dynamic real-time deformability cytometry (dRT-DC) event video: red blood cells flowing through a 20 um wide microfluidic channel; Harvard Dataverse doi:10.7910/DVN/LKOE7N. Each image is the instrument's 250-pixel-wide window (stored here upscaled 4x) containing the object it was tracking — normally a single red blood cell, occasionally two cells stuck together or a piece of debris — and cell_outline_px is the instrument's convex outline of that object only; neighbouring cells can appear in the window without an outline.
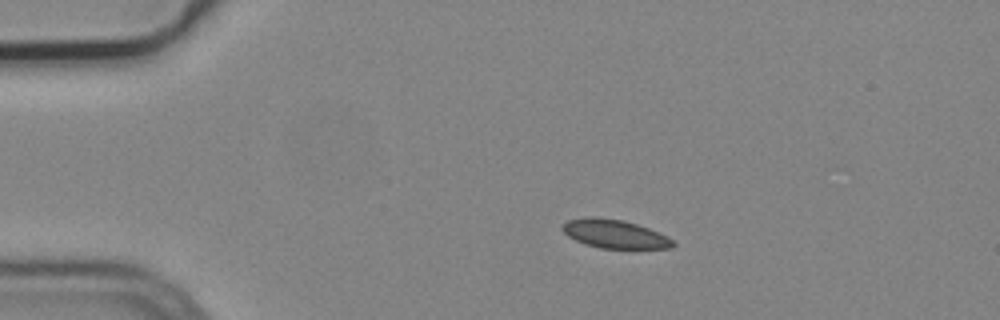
{"species": "common noctule bat (a hibernating species)", "species_latin": "Nyctalus noctula", "temperature_condition": "cold", "stored_images_in_passage": 5, "camera_frame_rate_fps": 3000, "um_per_image_px": 0.085, "animal": {"sex": "male", "body_mass_g": 19.2, "forearm_length_mm": 51.8}, "frame": {"image": 1, "passage_image": 1, "time_ms": 0.0, "image_size_px": [1000, 320], "cell_outline_px": [[676, 244], [672, 248], [600, 248], [584, 244], [568, 236], [560, 228], [568, 220], [592, 216], [624, 220], [648, 228], [668, 236]], "centroid_in_image_um": [52.24, 19.88], "position_along_channel_um": 32.8, "area_um2": 18.32}}
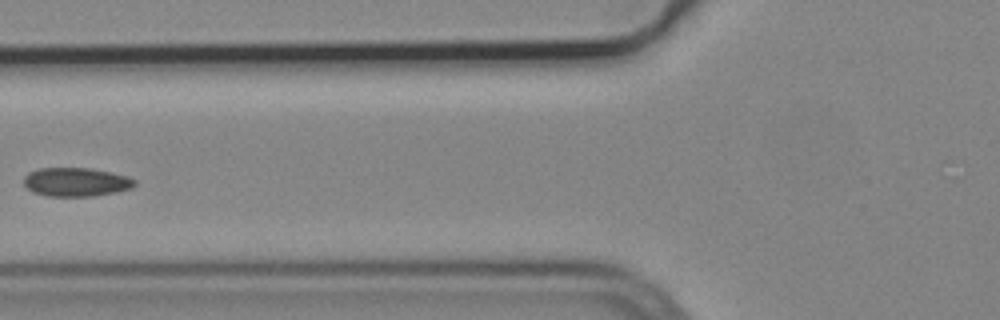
{"frame": {"image": 2, "passage_image": 4, "time_ms": 1.0, "image_size_px": [1000, 320], "cell_outline_px": [[136, 184], [132, 188], [116, 192], [92, 196], [48, 196], [32, 192], [24, 184], [24, 176], [28, 172], [40, 168], [88, 168], [128, 176], [136, 180]], "centroid_in_image_um": [6.46, 15.47], "position_along_channel_um": 119.3, "area_um2": 18.55}}
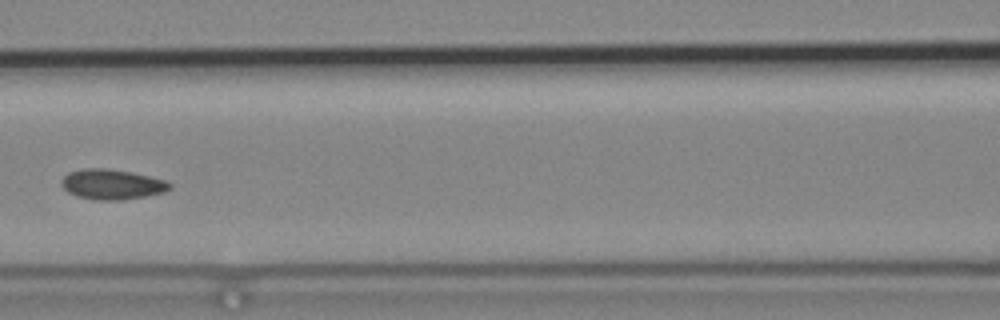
{"frame": {"image": 3, "passage_image": 5, "time_ms": 1.333, "image_size_px": [1000, 320], "cell_outline_px": [[172, 188], [164, 192], [148, 196], [120, 200], [92, 200], [76, 196], [68, 192], [60, 184], [60, 180], [68, 172], [84, 168], [104, 168], [132, 172], [168, 180], [172, 184]], "centroid_in_image_um": [9.53, 15.67], "position_along_channel_um": 157.1, "area_um2": 19.36}}